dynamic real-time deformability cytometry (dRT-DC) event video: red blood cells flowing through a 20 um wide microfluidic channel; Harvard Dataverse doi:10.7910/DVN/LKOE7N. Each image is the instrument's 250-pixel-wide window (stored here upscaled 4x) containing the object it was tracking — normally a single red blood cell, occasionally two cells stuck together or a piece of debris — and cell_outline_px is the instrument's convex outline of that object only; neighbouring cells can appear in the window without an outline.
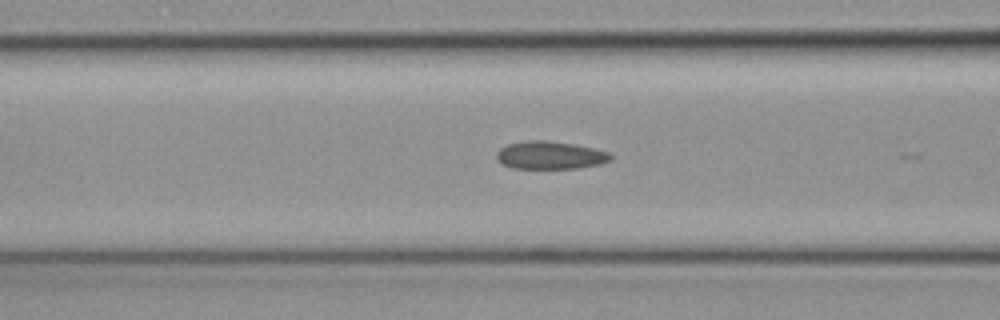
{"species": "common noctule bat (a hibernating species)", "species_latin": "Nyctalus noctula", "temperature_condition": "cold", "stored_images_in_passage": 43, "camera_frame_rate_fps": 3000, "um_per_image_px": 0.085, "animal": {"sex": "female", "body_mass_g": 19.3, "forearm_length_mm": 54.1}, "frame": {"image": 1, "passage_image": 22, "time_ms": 7.0, "image_size_px": [1000, 320], "cell_outline_px": [[612, 160], [600, 164], [576, 168], [512, 168], [500, 164], [496, 160], [496, 152], [500, 148], [508, 144], [528, 140], [544, 140], [572, 144], [592, 148], [608, 152], [612, 156]], "centroid_in_image_um": [46.71, 13.2], "position_along_channel_um": 119.9, "area_um2": 18.5}}
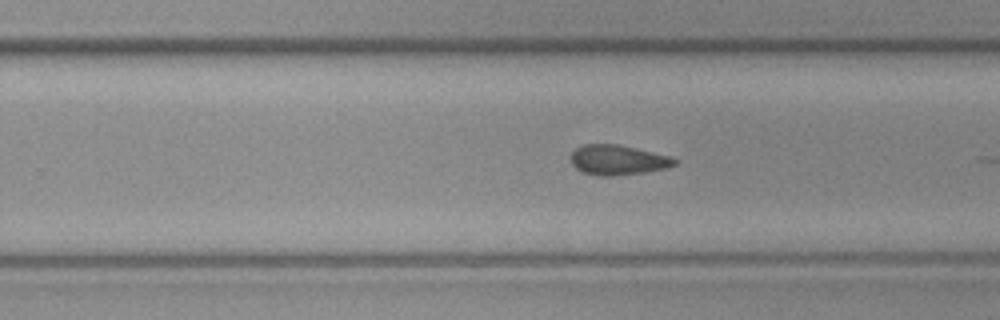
{"frame": {"image": 2, "passage_image": 34, "time_ms": 11.0, "image_size_px": [1000, 320], "cell_outline_px": [[676, 164], [668, 168], [644, 172], [612, 176], [600, 176], [580, 172], [572, 164], [572, 152], [576, 148], [584, 144], [616, 144], [636, 148], [672, 156], [676, 160]], "centroid_in_image_um": [52.52, 13.6], "position_along_channel_um": 277.3, "area_um2": 18.15}}
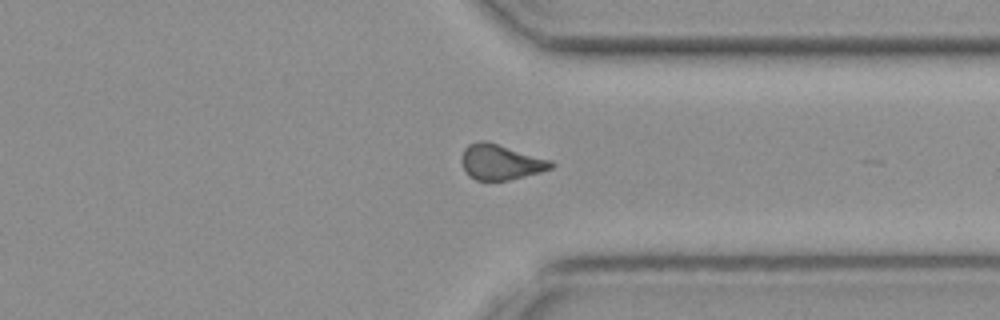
{"frame": {"image": 3, "passage_image": 41, "time_ms": 13.333, "image_size_px": [1000, 320], "cell_outline_px": [[556, 164], [552, 168], [540, 172], [508, 180], [476, 180], [468, 176], [460, 160], [464, 148], [468, 144], [480, 140], [484, 140], [552, 160]], "centroid_in_image_um": [42.54, 13.77], "position_along_channel_um": 368.9, "area_um2": 18.44}}